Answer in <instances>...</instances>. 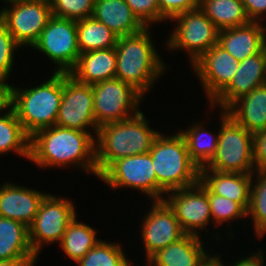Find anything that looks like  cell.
<instances>
[{"instance_id": "6da1fadb", "label": "cell", "mask_w": 266, "mask_h": 266, "mask_svg": "<svg viewBox=\"0 0 266 266\" xmlns=\"http://www.w3.org/2000/svg\"><path fill=\"white\" fill-rule=\"evenodd\" d=\"M30 162L39 168L76 166L98 177L96 142L91 132L51 126L30 137Z\"/></svg>"}, {"instance_id": "7a4b0ae2", "label": "cell", "mask_w": 266, "mask_h": 266, "mask_svg": "<svg viewBox=\"0 0 266 266\" xmlns=\"http://www.w3.org/2000/svg\"><path fill=\"white\" fill-rule=\"evenodd\" d=\"M149 123L140 111L129 119L110 122L98 128L95 138L98 178L119 159L149 153L160 134Z\"/></svg>"}, {"instance_id": "3957f363", "label": "cell", "mask_w": 266, "mask_h": 266, "mask_svg": "<svg viewBox=\"0 0 266 266\" xmlns=\"http://www.w3.org/2000/svg\"><path fill=\"white\" fill-rule=\"evenodd\" d=\"M149 29L146 27L139 33L118 37L115 46V77L134 87L144 97L168 68L152 42Z\"/></svg>"}, {"instance_id": "277c9868", "label": "cell", "mask_w": 266, "mask_h": 266, "mask_svg": "<svg viewBox=\"0 0 266 266\" xmlns=\"http://www.w3.org/2000/svg\"><path fill=\"white\" fill-rule=\"evenodd\" d=\"M149 153L156 173V201L163 200L164 194L170 191L199 182L200 169L190 159L180 132L171 136L160 132Z\"/></svg>"}, {"instance_id": "5b68a950", "label": "cell", "mask_w": 266, "mask_h": 266, "mask_svg": "<svg viewBox=\"0 0 266 266\" xmlns=\"http://www.w3.org/2000/svg\"><path fill=\"white\" fill-rule=\"evenodd\" d=\"M62 94L63 73L53 72L36 87L11 86V106L29 137L56 125Z\"/></svg>"}, {"instance_id": "8992f818", "label": "cell", "mask_w": 266, "mask_h": 266, "mask_svg": "<svg viewBox=\"0 0 266 266\" xmlns=\"http://www.w3.org/2000/svg\"><path fill=\"white\" fill-rule=\"evenodd\" d=\"M219 140L215 155L201 169L219 172L252 174L256 169L253 157V134L238 124L226 110H221Z\"/></svg>"}, {"instance_id": "52a82bcc", "label": "cell", "mask_w": 266, "mask_h": 266, "mask_svg": "<svg viewBox=\"0 0 266 266\" xmlns=\"http://www.w3.org/2000/svg\"><path fill=\"white\" fill-rule=\"evenodd\" d=\"M170 21L177 23L165 47L171 51L184 50L190 65L218 43L219 30L200 8L181 13Z\"/></svg>"}, {"instance_id": "ba28073f", "label": "cell", "mask_w": 266, "mask_h": 266, "mask_svg": "<svg viewBox=\"0 0 266 266\" xmlns=\"http://www.w3.org/2000/svg\"><path fill=\"white\" fill-rule=\"evenodd\" d=\"M71 199L48 193L29 229L33 252L39 256L46 244L60 243L68 225L77 216Z\"/></svg>"}, {"instance_id": "9c48e42d", "label": "cell", "mask_w": 266, "mask_h": 266, "mask_svg": "<svg viewBox=\"0 0 266 266\" xmlns=\"http://www.w3.org/2000/svg\"><path fill=\"white\" fill-rule=\"evenodd\" d=\"M92 91L94 116L99 127L138 114L139 106L144 99L134 87L116 77L93 84Z\"/></svg>"}, {"instance_id": "30bf717a", "label": "cell", "mask_w": 266, "mask_h": 266, "mask_svg": "<svg viewBox=\"0 0 266 266\" xmlns=\"http://www.w3.org/2000/svg\"><path fill=\"white\" fill-rule=\"evenodd\" d=\"M32 49L56 65L53 72L70 73L80 55L76 20L52 16Z\"/></svg>"}, {"instance_id": "8fae6325", "label": "cell", "mask_w": 266, "mask_h": 266, "mask_svg": "<svg viewBox=\"0 0 266 266\" xmlns=\"http://www.w3.org/2000/svg\"><path fill=\"white\" fill-rule=\"evenodd\" d=\"M93 103L92 85L80 83L69 73H63V94L56 125L85 132L93 130L96 138L99 126L95 120Z\"/></svg>"}, {"instance_id": "7c38bea8", "label": "cell", "mask_w": 266, "mask_h": 266, "mask_svg": "<svg viewBox=\"0 0 266 266\" xmlns=\"http://www.w3.org/2000/svg\"><path fill=\"white\" fill-rule=\"evenodd\" d=\"M165 196L163 200L174 211L185 234L201 237V232L213 224L207 187L200 180L193 186L170 191Z\"/></svg>"}, {"instance_id": "4fadbf2b", "label": "cell", "mask_w": 266, "mask_h": 266, "mask_svg": "<svg viewBox=\"0 0 266 266\" xmlns=\"http://www.w3.org/2000/svg\"><path fill=\"white\" fill-rule=\"evenodd\" d=\"M51 17L50 3L18 2L0 10V21L20 47L32 48Z\"/></svg>"}, {"instance_id": "5bb4252c", "label": "cell", "mask_w": 266, "mask_h": 266, "mask_svg": "<svg viewBox=\"0 0 266 266\" xmlns=\"http://www.w3.org/2000/svg\"><path fill=\"white\" fill-rule=\"evenodd\" d=\"M110 190L125 187L141 191L156 201V173L150 153L115 161L100 177Z\"/></svg>"}, {"instance_id": "9a60e30c", "label": "cell", "mask_w": 266, "mask_h": 266, "mask_svg": "<svg viewBox=\"0 0 266 266\" xmlns=\"http://www.w3.org/2000/svg\"><path fill=\"white\" fill-rule=\"evenodd\" d=\"M142 221L141 240L145 251L146 262L159 250L179 241L186 234L181 228L174 211L164 201H151Z\"/></svg>"}, {"instance_id": "2e32d148", "label": "cell", "mask_w": 266, "mask_h": 266, "mask_svg": "<svg viewBox=\"0 0 266 266\" xmlns=\"http://www.w3.org/2000/svg\"><path fill=\"white\" fill-rule=\"evenodd\" d=\"M240 65L218 43L191 65L203 85L209 104L230 84Z\"/></svg>"}, {"instance_id": "e0dca14e", "label": "cell", "mask_w": 266, "mask_h": 266, "mask_svg": "<svg viewBox=\"0 0 266 266\" xmlns=\"http://www.w3.org/2000/svg\"><path fill=\"white\" fill-rule=\"evenodd\" d=\"M266 83V46L257 54L240 61L230 84L210 103L226 110L239 97Z\"/></svg>"}, {"instance_id": "ac0fdd59", "label": "cell", "mask_w": 266, "mask_h": 266, "mask_svg": "<svg viewBox=\"0 0 266 266\" xmlns=\"http://www.w3.org/2000/svg\"><path fill=\"white\" fill-rule=\"evenodd\" d=\"M47 194L28 186L3 182L0 185V217L19 221L29 227Z\"/></svg>"}, {"instance_id": "d6986e66", "label": "cell", "mask_w": 266, "mask_h": 266, "mask_svg": "<svg viewBox=\"0 0 266 266\" xmlns=\"http://www.w3.org/2000/svg\"><path fill=\"white\" fill-rule=\"evenodd\" d=\"M218 44L235 59L242 61L266 46V27L258 21L219 31Z\"/></svg>"}, {"instance_id": "ffe728a7", "label": "cell", "mask_w": 266, "mask_h": 266, "mask_svg": "<svg viewBox=\"0 0 266 266\" xmlns=\"http://www.w3.org/2000/svg\"><path fill=\"white\" fill-rule=\"evenodd\" d=\"M199 180L214 194L240 203L248 210L252 174L200 169Z\"/></svg>"}, {"instance_id": "44dd1931", "label": "cell", "mask_w": 266, "mask_h": 266, "mask_svg": "<svg viewBox=\"0 0 266 266\" xmlns=\"http://www.w3.org/2000/svg\"><path fill=\"white\" fill-rule=\"evenodd\" d=\"M203 245L201 237L186 234L154 254L146 266H200L210 255Z\"/></svg>"}, {"instance_id": "7402d4cb", "label": "cell", "mask_w": 266, "mask_h": 266, "mask_svg": "<svg viewBox=\"0 0 266 266\" xmlns=\"http://www.w3.org/2000/svg\"><path fill=\"white\" fill-rule=\"evenodd\" d=\"M92 16L118 37L133 35L146 28L125 0H95Z\"/></svg>"}, {"instance_id": "603a6c76", "label": "cell", "mask_w": 266, "mask_h": 266, "mask_svg": "<svg viewBox=\"0 0 266 266\" xmlns=\"http://www.w3.org/2000/svg\"><path fill=\"white\" fill-rule=\"evenodd\" d=\"M116 61L115 47L81 53L69 74L80 83L93 85L115 78Z\"/></svg>"}, {"instance_id": "cb8c5ba5", "label": "cell", "mask_w": 266, "mask_h": 266, "mask_svg": "<svg viewBox=\"0 0 266 266\" xmlns=\"http://www.w3.org/2000/svg\"><path fill=\"white\" fill-rule=\"evenodd\" d=\"M226 111L252 134L266 129V83L239 97Z\"/></svg>"}, {"instance_id": "d4e9b609", "label": "cell", "mask_w": 266, "mask_h": 266, "mask_svg": "<svg viewBox=\"0 0 266 266\" xmlns=\"http://www.w3.org/2000/svg\"><path fill=\"white\" fill-rule=\"evenodd\" d=\"M38 258L29 241L28 227L16 220L0 217V260Z\"/></svg>"}, {"instance_id": "484cf974", "label": "cell", "mask_w": 266, "mask_h": 266, "mask_svg": "<svg viewBox=\"0 0 266 266\" xmlns=\"http://www.w3.org/2000/svg\"><path fill=\"white\" fill-rule=\"evenodd\" d=\"M199 8L219 31L250 22L241 0H200Z\"/></svg>"}, {"instance_id": "4316f807", "label": "cell", "mask_w": 266, "mask_h": 266, "mask_svg": "<svg viewBox=\"0 0 266 266\" xmlns=\"http://www.w3.org/2000/svg\"><path fill=\"white\" fill-rule=\"evenodd\" d=\"M205 124L194 123L182 130L180 134L184 137L190 159L199 167H205L215 155L219 140V132L215 135L205 130Z\"/></svg>"}, {"instance_id": "83f0119b", "label": "cell", "mask_w": 266, "mask_h": 266, "mask_svg": "<svg viewBox=\"0 0 266 266\" xmlns=\"http://www.w3.org/2000/svg\"><path fill=\"white\" fill-rule=\"evenodd\" d=\"M8 152L30 159V137L23 130L12 106L0 115V154Z\"/></svg>"}, {"instance_id": "f1b7e54d", "label": "cell", "mask_w": 266, "mask_h": 266, "mask_svg": "<svg viewBox=\"0 0 266 266\" xmlns=\"http://www.w3.org/2000/svg\"><path fill=\"white\" fill-rule=\"evenodd\" d=\"M79 52L113 48L118 36L93 16L76 21Z\"/></svg>"}, {"instance_id": "f546056e", "label": "cell", "mask_w": 266, "mask_h": 266, "mask_svg": "<svg viewBox=\"0 0 266 266\" xmlns=\"http://www.w3.org/2000/svg\"><path fill=\"white\" fill-rule=\"evenodd\" d=\"M97 233L92 226L77 221V216L68 225L61 242L65 256L77 263L91 250L101 239H97Z\"/></svg>"}, {"instance_id": "4dcf8cb0", "label": "cell", "mask_w": 266, "mask_h": 266, "mask_svg": "<svg viewBox=\"0 0 266 266\" xmlns=\"http://www.w3.org/2000/svg\"><path fill=\"white\" fill-rule=\"evenodd\" d=\"M247 217L253 221L255 236L262 238L266 234V170H255L252 173Z\"/></svg>"}, {"instance_id": "1f68e13d", "label": "cell", "mask_w": 266, "mask_h": 266, "mask_svg": "<svg viewBox=\"0 0 266 266\" xmlns=\"http://www.w3.org/2000/svg\"><path fill=\"white\" fill-rule=\"evenodd\" d=\"M118 242L100 240L76 264L78 266H132Z\"/></svg>"}, {"instance_id": "d6a6232c", "label": "cell", "mask_w": 266, "mask_h": 266, "mask_svg": "<svg viewBox=\"0 0 266 266\" xmlns=\"http://www.w3.org/2000/svg\"><path fill=\"white\" fill-rule=\"evenodd\" d=\"M208 200L210 203V210L212 215V223L214 227H218L231 221L247 218V210L235 201L225 198L223 196L212 193L207 188ZM223 223V224H222Z\"/></svg>"}, {"instance_id": "836d02e7", "label": "cell", "mask_w": 266, "mask_h": 266, "mask_svg": "<svg viewBox=\"0 0 266 266\" xmlns=\"http://www.w3.org/2000/svg\"><path fill=\"white\" fill-rule=\"evenodd\" d=\"M95 0H51L52 16L80 20L93 15Z\"/></svg>"}, {"instance_id": "e575fe53", "label": "cell", "mask_w": 266, "mask_h": 266, "mask_svg": "<svg viewBox=\"0 0 266 266\" xmlns=\"http://www.w3.org/2000/svg\"><path fill=\"white\" fill-rule=\"evenodd\" d=\"M20 49L6 26L0 21V78L9 80L14 66L15 51Z\"/></svg>"}, {"instance_id": "d590c367", "label": "cell", "mask_w": 266, "mask_h": 266, "mask_svg": "<svg viewBox=\"0 0 266 266\" xmlns=\"http://www.w3.org/2000/svg\"><path fill=\"white\" fill-rule=\"evenodd\" d=\"M132 12L146 26L156 23H164L166 20L161 16L158 0H125Z\"/></svg>"}, {"instance_id": "8d00e7d4", "label": "cell", "mask_w": 266, "mask_h": 266, "mask_svg": "<svg viewBox=\"0 0 266 266\" xmlns=\"http://www.w3.org/2000/svg\"><path fill=\"white\" fill-rule=\"evenodd\" d=\"M200 0H158L161 16L165 20H171L186 11L199 8Z\"/></svg>"}, {"instance_id": "74e56055", "label": "cell", "mask_w": 266, "mask_h": 266, "mask_svg": "<svg viewBox=\"0 0 266 266\" xmlns=\"http://www.w3.org/2000/svg\"><path fill=\"white\" fill-rule=\"evenodd\" d=\"M253 157L256 170H266V129L253 133Z\"/></svg>"}, {"instance_id": "f35d334b", "label": "cell", "mask_w": 266, "mask_h": 266, "mask_svg": "<svg viewBox=\"0 0 266 266\" xmlns=\"http://www.w3.org/2000/svg\"><path fill=\"white\" fill-rule=\"evenodd\" d=\"M250 21L261 22L266 14V0H241Z\"/></svg>"}, {"instance_id": "ab89813d", "label": "cell", "mask_w": 266, "mask_h": 266, "mask_svg": "<svg viewBox=\"0 0 266 266\" xmlns=\"http://www.w3.org/2000/svg\"><path fill=\"white\" fill-rule=\"evenodd\" d=\"M254 253L243 257L242 259H239L238 261L235 260V262L233 261V263H231L232 265L229 266H266L264 265V254H263V250H258V251H253ZM227 266V265H226Z\"/></svg>"}, {"instance_id": "60d3db41", "label": "cell", "mask_w": 266, "mask_h": 266, "mask_svg": "<svg viewBox=\"0 0 266 266\" xmlns=\"http://www.w3.org/2000/svg\"><path fill=\"white\" fill-rule=\"evenodd\" d=\"M0 78V114L11 106V86Z\"/></svg>"}, {"instance_id": "b9f144b4", "label": "cell", "mask_w": 266, "mask_h": 266, "mask_svg": "<svg viewBox=\"0 0 266 266\" xmlns=\"http://www.w3.org/2000/svg\"><path fill=\"white\" fill-rule=\"evenodd\" d=\"M37 258L0 260V266H35Z\"/></svg>"}, {"instance_id": "7bdbcfd3", "label": "cell", "mask_w": 266, "mask_h": 266, "mask_svg": "<svg viewBox=\"0 0 266 266\" xmlns=\"http://www.w3.org/2000/svg\"><path fill=\"white\" fill-rule=\"evenodd\" d=\"M221 256L220 254H213V255H209L201 264L200 266H226V264L224 265V261L221 260Z\"/></svg>"}, {"instance_id": "ee69618b", "label": "cell", "mask_w": 266, "mask_h": 266, "mask_svg": "<svg viewBox=\"0 0 266 266\" xmlns=\"http://www.w3.org/2000/svg\"><path fill=\"white\" fill-rule=\"evenodd\" d=\"M6 4L18 3V2H38V3H50L51 0H2Z\"/></svg>"}]
</instances>
